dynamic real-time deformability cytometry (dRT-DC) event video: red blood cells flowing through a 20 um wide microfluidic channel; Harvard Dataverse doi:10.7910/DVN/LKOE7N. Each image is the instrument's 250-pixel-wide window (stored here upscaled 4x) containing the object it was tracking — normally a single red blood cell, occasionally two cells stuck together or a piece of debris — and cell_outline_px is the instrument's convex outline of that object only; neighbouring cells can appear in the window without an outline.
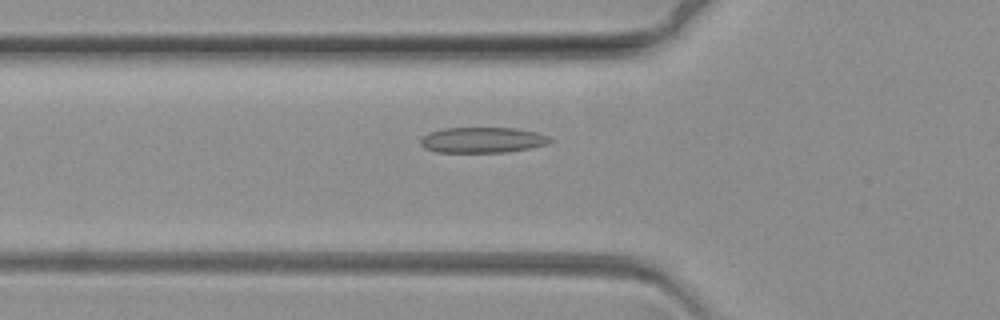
{"species": "common noctule bat (a hibernating species)", "species_latin": "Nyctalus noctula", "temperature_condition": "warm", "stored_images_in_passage": 69, "camera_frame_rate_fps": 3000, "um_per_image_px": 0.085, "animal": {"sex": "female", "body_mass_g": 19.3, "forearm_length_mm": 54.1}, "frame": {"image": 1, "passage_image": 24, "time_ms": 7.667, "image_size_px": [1000, 320], "cell_outline_px": [[552, 140], [544, 144], [528, 148], [504, 152], [436, 152], [424, 148], [420, 144], [420, 140], [428, 132], [444, 128], [516, 128], [536, 132], [548, 136]], "centroid_in_image_um": [40.95, 11.89], "position_along_channel_um": 84.9, "area_um2": 19.13}}
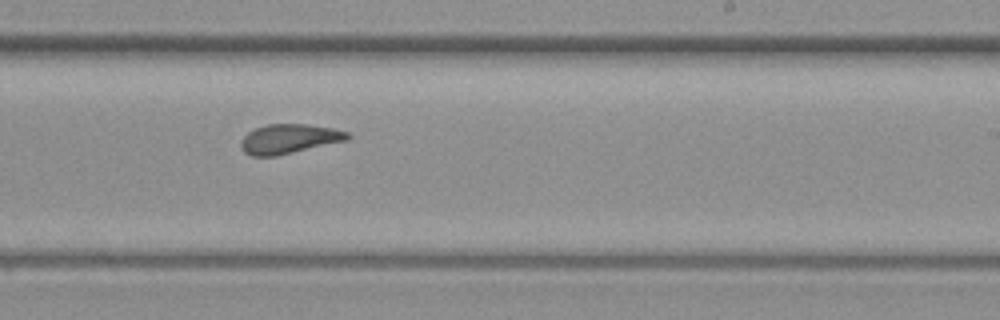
{"frame": {"image": 2, "passage_image": 42, "time_ms": 13.667, "image_size_px": [1000, 320], "cell_outline_px": [[352, 136], [348, 140], [276, 156], [252, 156], [244, 152], [240, 144], [240, 140], [248, 132], [256, 128], [268, 124], [304, 124], [332, 128], [348, 132]], "centroid_in_image_um": [24.57, 11.8], "position_along_channel_um": 264.4, "area_um2": 18.26}}
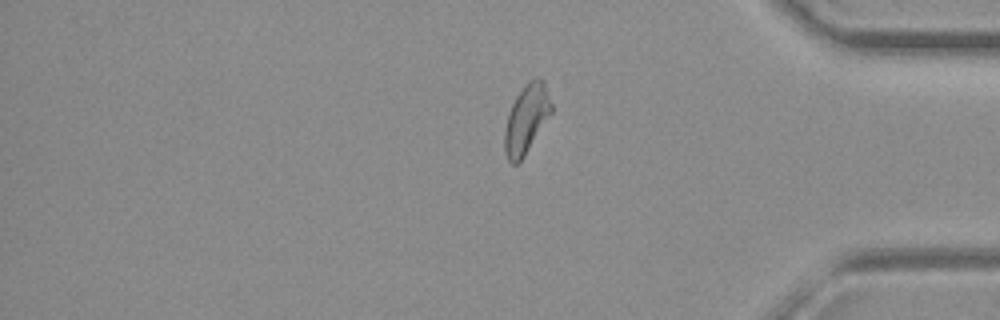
{"frame": {"image": 3, "passage_image": 57, "time_ms": 18.667, "image_size_px": [1000, 320], "cell_outline_px": [[552, 112], [524, 156], [516, 164], [512, 164], [508, 160], [504, 152], [504, 132], [508, 112], [516, 96], [524, 84], [528, 80], [536, 76], [540, 76], [544, 80], [552, 104]], "centroid_in_image_um": [44.74, 10.07], "position_along_channel_um": 390.5, "area_um2": 18.9}}